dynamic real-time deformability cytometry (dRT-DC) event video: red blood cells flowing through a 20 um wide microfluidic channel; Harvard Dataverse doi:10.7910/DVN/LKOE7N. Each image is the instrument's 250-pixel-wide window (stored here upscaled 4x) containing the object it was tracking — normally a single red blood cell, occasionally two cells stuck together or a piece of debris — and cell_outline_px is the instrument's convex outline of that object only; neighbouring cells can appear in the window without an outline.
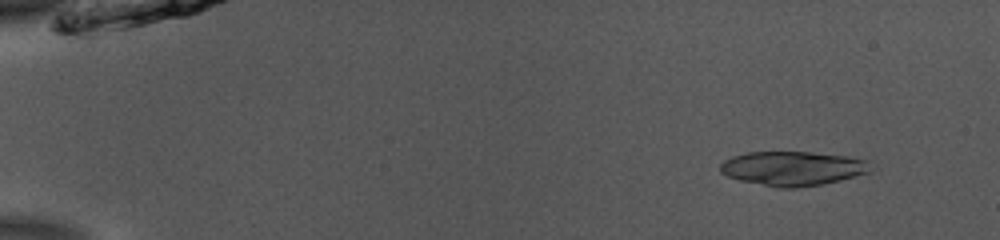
{"species": "common noctule bat (a hibernating species)", "species_latin": "Nyctalus noctula", "temperature_condition": "room temperature", "stored_images_in_passage": 51, "camera_frame_rate_fps": 3000, "um_per_image_px": 0.085, "animal": {"sex": "male", "body_mass_g": 13.0, "forearm_length_mm": 53.1}, "frame": {"image": 1, "passage_image": 5, "time_ms": 1.333, "image_size_px": [1000, 240], "cell_outline_px": [[876, 168], [872, 172], [840, 180], [820, 184], [796, 188], [780, 188], [740, 180], [728, 176], [720, 172], [720, 164], [724, 160], [732, 156], [748, 152], [812, 152], [848, 156], [872, 160]], "centroid_in_image_um": [67.49, 14.3], "position_along_channel_um": 17.5, "area_um2": 30.46}}
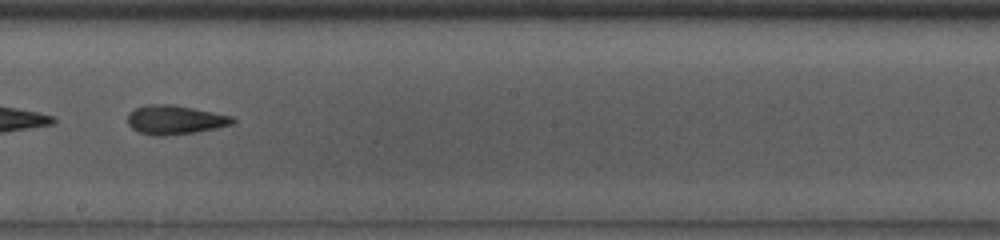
{"frame": {"image": 2, "passage_image": 31, "time_ms": 10.0, "image_size_px": [1000, 240], "cell_outline_px": [[236, 120], [232, 124], [216, 128], [196, 132], [164, 136], [156, 136], [140, 132], [132, 128], [128, 124], [128, 112], [136, 108], [148, 104], [172, 104], [232, 116]], "centroid_in_image_um": [14.85, 10.18], "position_along_channel_um": 233.3, "area_um2": 17.69}}
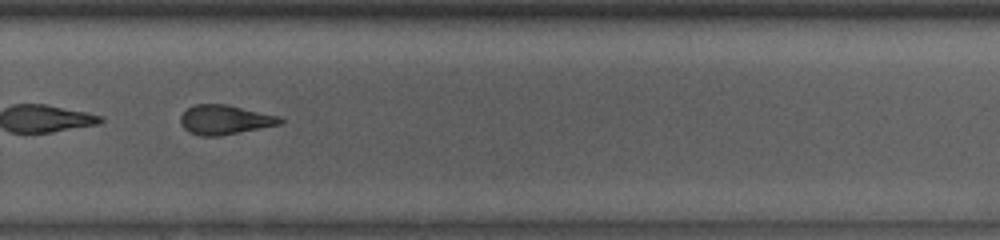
{"frame": {"image": 3, "passage_image": 37, "time_ms": 12.0, "image_size_px": [1000, 240], "cell_outline_px": [[284, 124], [220, 136], [200, 136], [188, 132], [180, 124], [180, 116], [188, 108], [196, 104], [224, 104], [280, 116], [284, 120]], "centroid_in_image_um": [19.13, 10.19], "position_along_channel_um": 310.7, "area_um2": 17.22}, "authors_computed_cell_mechanics": {"area_um2": 18.8428, "velocity_mm_per_s": 3.8952, "shape_relaxation_time_tau1_ms": 8.7461, "shape_relaxation_time_tau2_ms": 3.1934, "deformation_change_tau1": 0.2062, "deformation_change_tau2": 0.1221}}